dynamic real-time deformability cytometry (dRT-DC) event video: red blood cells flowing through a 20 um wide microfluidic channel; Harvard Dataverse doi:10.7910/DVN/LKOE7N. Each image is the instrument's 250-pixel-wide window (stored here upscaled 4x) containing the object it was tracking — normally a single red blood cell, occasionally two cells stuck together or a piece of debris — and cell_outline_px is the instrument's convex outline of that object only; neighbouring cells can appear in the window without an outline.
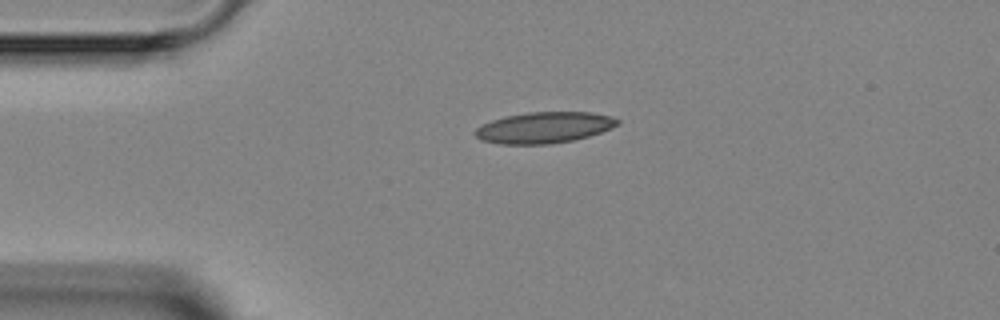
{"species": "Egyptian fruit bat (a non-hibernating species)", "species_latin": "Rousettus aegyptiacus", "temperature_condition": "room temperature", "stored_images_in_passage": 2, "camera_frame_rate_fps": 3000, "um_per_image_px": 0.085, "animal": {"sex": "female"}, "frame": {"image": 1, "passage_image": 1, "time_ms": 0.0, "image_size_px": [1000, 320], "cell_outline_px": [[620, 124], [612, 128], [588, 136], [572, 140], [548, 144], [500, 144], [480, 140], [472, 132], [476, 128], [492, 120], [504, 116], [528, 112], [588, 112], [608, 116], [620, 120]], "centroid_in_image_um": [46.22, 10.84], "position_along_channel_um": 38.8, "area_um2": 25.72}}